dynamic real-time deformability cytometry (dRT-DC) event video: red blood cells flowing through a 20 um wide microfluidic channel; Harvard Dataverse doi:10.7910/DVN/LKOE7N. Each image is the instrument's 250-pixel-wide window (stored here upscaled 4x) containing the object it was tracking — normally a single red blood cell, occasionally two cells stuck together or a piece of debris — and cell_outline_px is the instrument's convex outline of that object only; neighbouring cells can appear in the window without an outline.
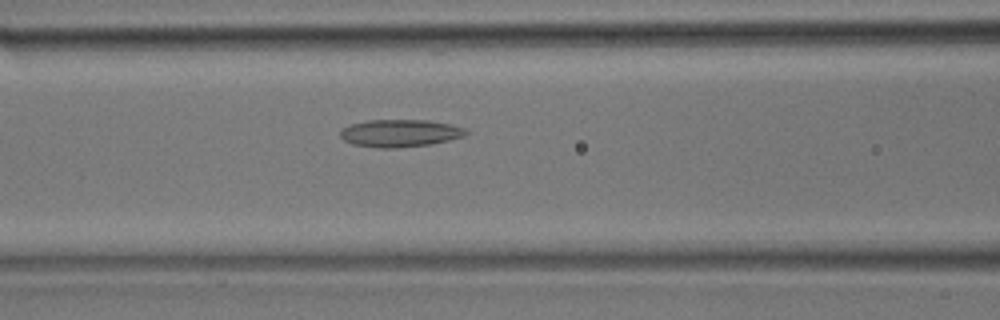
{"species": "common noctule bat (a hibernating species)", "species_latin": "Nyctalus noctula", "temperature_condition": "room temperature", "stored_images_in_passage": 30, "camera_frame_rate_fps": 3000, "um_per_image_px": 0.085, "animal": {"sex": "male", "body_mass_g": 17.9}, "frame": {"image": 1, "passage_image": 9, "time_ms": 2.667, "image_size_px": [1000, 320], "cell_outline_px": [[468, 132], [464, 136], [432, 144], [396, 148], [376, 148], [352, 144], [344, 140], [340, 136], [340, 132], [344, 128], [352, 124], [368, 120], [428, 120], [448, 124], [464, 128]], "centroid_in_image_um": [33.98, 11.33], "position_along_channel_um": 132.6, "area_um2": 20.0}}
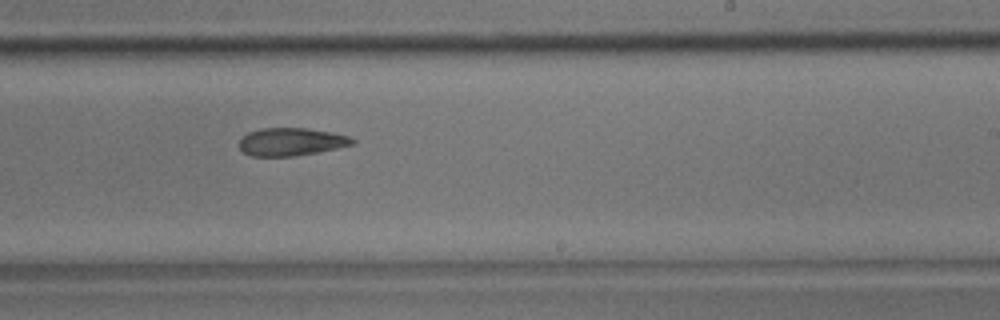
{"frame": {"image": 2, "passage_image": 16, "time_ms": 5.0, "image_size_px": [1000, 320], "cell_outline_px": [[356, 144], [316, 152], [292, 156], [248, 156], [240, 148], [240, 140], [248, 132], [264, 128], [304, 128], [332, 132], [348, 136], [356, 140]], "centroid_in_image_um": [24.76, 12.05], "position_along_channel_um": 264.2, "area_um2": 18.21}}
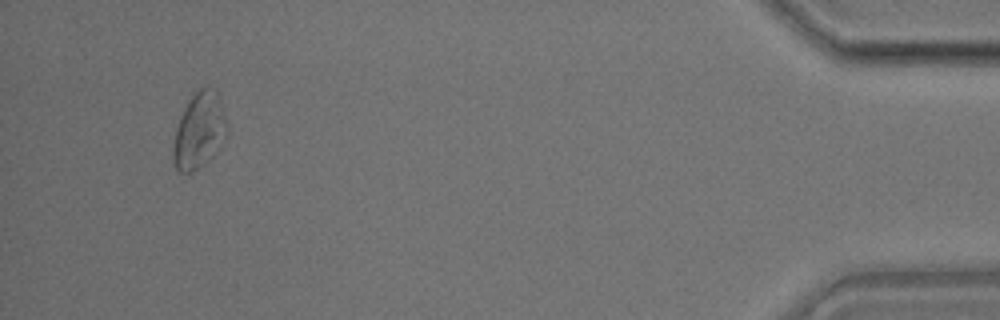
{"frame": {"image": 3, "passage_image": 28, "time_ms": 9.0, "image_size_px": [1000, 320], "cell_outline_px": [[228, 128], [224, 140], [220, 148], [212, 156], [192, 172], [180, 172], [172, 164], [172, 148], [176, 128], [184, 108], [192, 92], [200, 88], [216, 88], [220, 100]], "centroid_in_image_um": [16.92, 11.09], "position_along_channel_um": 418.3, "area_um2": 23.87}}